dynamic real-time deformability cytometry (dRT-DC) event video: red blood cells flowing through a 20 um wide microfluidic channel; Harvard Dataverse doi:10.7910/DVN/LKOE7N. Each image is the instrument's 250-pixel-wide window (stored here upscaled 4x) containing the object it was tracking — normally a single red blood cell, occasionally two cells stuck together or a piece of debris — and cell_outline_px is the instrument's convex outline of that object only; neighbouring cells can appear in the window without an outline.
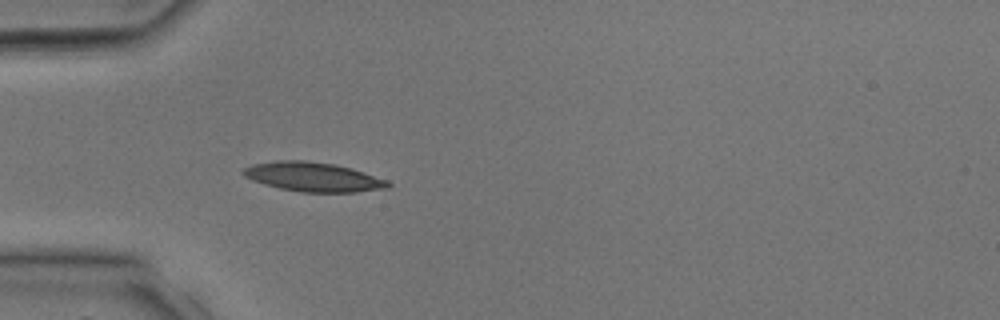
{"species": "common noctule bat (a hibernating species)", "species_latin": "Nyctalus noctula", "temperature_condition": "room temperature", "stored_images_in_passage": 33, "camera_frame_rate_fps": 3000, "um_per_image_px": 0.085, "animal": {"sex": "male", "body_mass_g": 17.9, "forearm_length_mm": 54.2}, "frame": {"image": 1, "passage_image": 10, "time_ms": 3.0, "image_size_px": [1000, 320], "cell_outline_px": [[392, 184], [388, 188], [356, 192], [300, 192], [280, 188], [264, 184], [252, 180], [244, 176], [240, 172], [244, 168], [252, 164], [276, 160], [304, 160], [336, 164], [352, 168], [388, 180]], "centroid_in_image_um": [26.62, 15.03], "position_along_channel_um": 58.4, "area_um2": 24.91}}
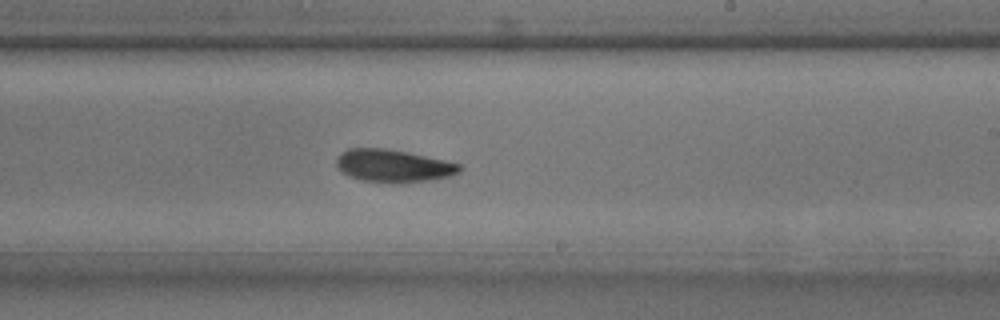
{"frame": {"image": 2, "passage_image": 20, "time_ms": 6.333, "image_size_px": [1000, 320], "cell_outline_px": [[460, 172], [448, 176], [432, 180], [392, 184], [364, 180], [348, 176], [336, 164], [336, 160], [340, 152], [348, 148], [384, 148], [408, 152], [444, 160], [460, 164]], "centroid_in_image_um": [33.41, 14.1], "position_along_channel_um": 255.6, "area_um2": 23.41}}
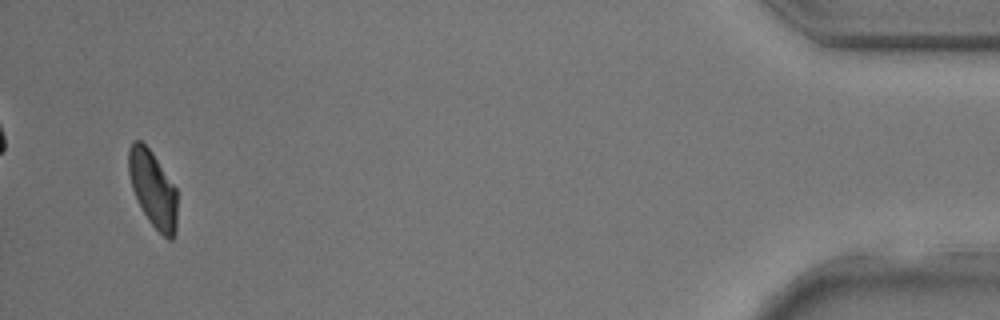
{"frame": {"image": 3, "passage_image": 32, "time_ms": 10.333, "image_size_px": [1000, 320], "cell_outline_px": [[176, 232], [172, 240], [168, 240], [148, 220], [132, 188], [128, 172], [128, 148], [132, 140], [140, 140], [152, 152], [176, 188]], "centroid_in_image_um": [12.99, 16.04], "position_along_channel_um": 422.2, "area_um2": 21.39}}